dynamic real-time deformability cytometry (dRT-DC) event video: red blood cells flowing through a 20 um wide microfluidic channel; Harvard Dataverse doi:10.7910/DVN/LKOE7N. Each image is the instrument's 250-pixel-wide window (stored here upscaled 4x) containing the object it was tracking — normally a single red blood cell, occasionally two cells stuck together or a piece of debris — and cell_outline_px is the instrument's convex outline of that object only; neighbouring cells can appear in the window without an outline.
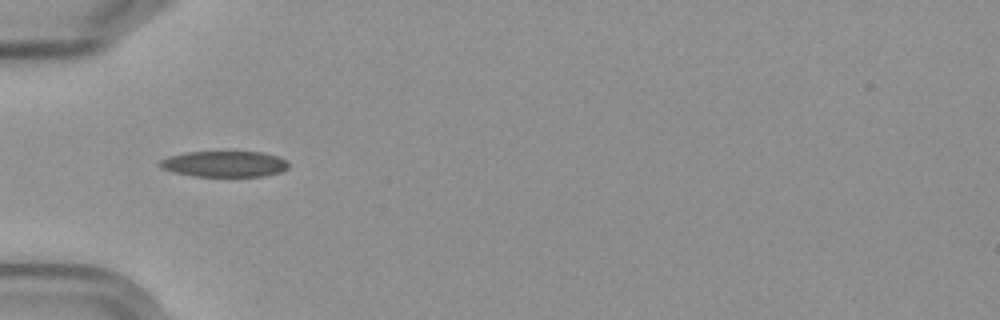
{"species": "Egyptian fruit bat (a non-hibernating species)", "species_latin": "Rousettus aegyptiacus", "temperature_condition": "cold", "stored_images_in_passage": 9, "camera_frame_rate_fps": 3000, "um_per_image_px": 0.085, "frame": {"image": 1, "passage_image": 4, "time_ms": 3.333, "image_size_px": [1000, 320], "cell_outline_px": [[288, 168], [280, 172], [264, 176], [192, 176], [172, 172], [160, 168], [160, 160], [168, 156], [188, 152], [260, 152], [276, 156], [288, 160]], "centroid_in_image_um": [19.06, 13.94], "position_along_channel_um": 65.9, "area_um2": 19.42}}
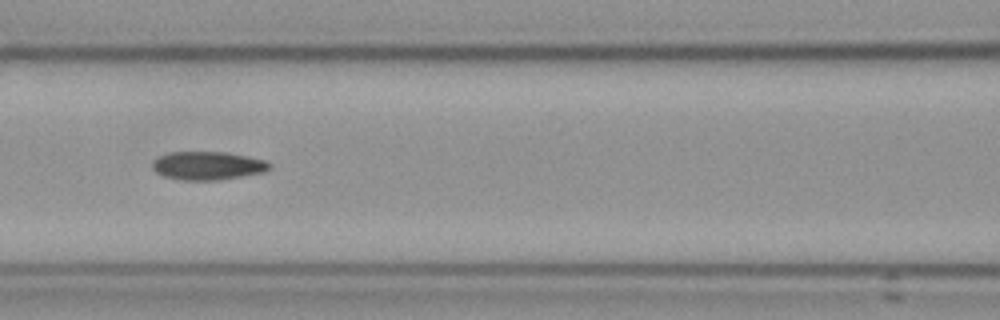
{"frame": {"image": 2, "passage_image": 6, "time_ms": 5.667, "image_size_px": [1000, 320], "cell_outline_px": [[272, 168], [264, 172], [220, 180], [184, 180], [164, 176], [156, 172], [152, 168], [152, 164], [160, 156], [172, 152], [224, 152], [264, 160], [272, 164]], "centroid_in_image_um": [17.68, 14.09], "position_along_channel_um": 148.9, "area_um2": 19.13}}